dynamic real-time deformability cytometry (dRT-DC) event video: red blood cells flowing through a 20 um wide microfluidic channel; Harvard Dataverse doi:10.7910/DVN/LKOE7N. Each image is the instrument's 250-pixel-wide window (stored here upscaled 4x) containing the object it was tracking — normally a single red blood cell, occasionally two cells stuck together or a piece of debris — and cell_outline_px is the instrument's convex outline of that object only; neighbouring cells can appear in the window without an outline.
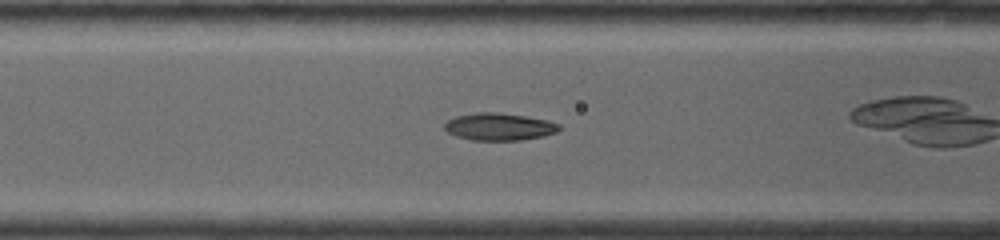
{"species": "common noctule bat (a hibernating species)", "species_latin": "Nyctalus noctula", "temperature_condition": "warm", "stored_images_in_passage": 17, "camera_frame_rate_fps": 4500, "um_per_image_px": 0.085, "animal": {"sex": "female", "body_mass_g": 19.0, "forearm_length_mm": 53.3}, "frame": {"image": 1, "passage_image": 8, "time_ms": 2.444, "image_size_px": [1000, 240], "cell_outline_px": [[560, 128], [556, 132], [544, 136], [520, 140], [472, 140], [456, 136], [448, 132], [444, 128], [444, 124], [448, 120], [456, 116], [476, 112], [496, 112], [524, 116], [548, 120], [560, 124]], "centroid_in_image_um": [42.43, 10.77], "position_along_channel_um": 124.2, "area_um2": 18.21}}
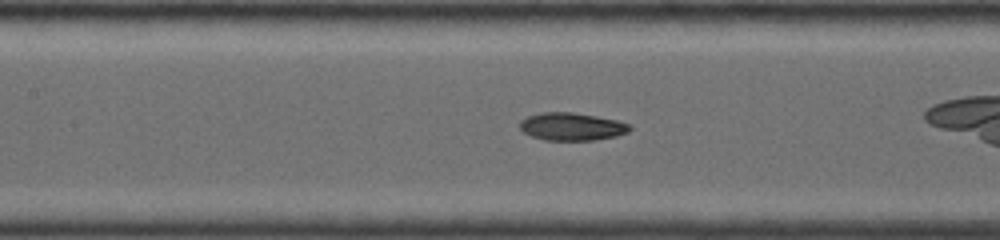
{"frame": {"image": 2, "passage_image": 10, "time_ms": 3.333, "image_size_px": [1000, 240], "cell_outline_px": [[632, 128], [628, 132], [616, 136], [596, 140], [544, 140], [532, 136], [524, 132], [520, 128], [520, 120], [528, 116], [540, 112], [572, 112], [596, 116], [616, 120], [632, 124]], "centroid_in_image_um": [48.62, 10.76], "position_along_channel_um": 158.8, "area_um2": 17.86}}